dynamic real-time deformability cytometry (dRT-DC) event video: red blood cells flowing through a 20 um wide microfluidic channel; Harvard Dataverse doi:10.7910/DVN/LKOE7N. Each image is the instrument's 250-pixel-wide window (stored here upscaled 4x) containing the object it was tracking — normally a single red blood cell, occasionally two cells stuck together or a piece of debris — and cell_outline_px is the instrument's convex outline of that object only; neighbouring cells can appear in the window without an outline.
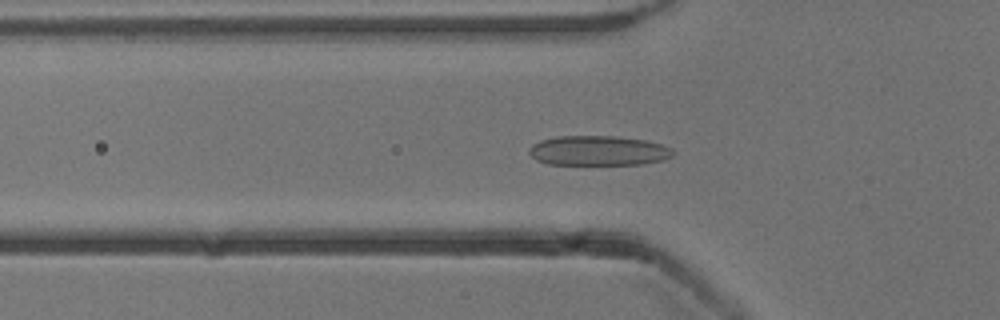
{"species": "common noctule bat (a hibernating species)", "species_latin": "Nyctalus noctula", "temperature_condition": "cold", "stored_images_in_passage": 52, "camera_frame_rate_fps": 3000, "um_per_image_px": 0.085, "animal": {"sex": "male", "body_mass_g": 13.3}, "frame": {"image": 1, "passage_image": 16, "time_ms": 5.0, "image_size_px": [1000, 320], "cell_outline_px": [[676, 152], [672, 156], [664, 160], [644, 164], [548, 164], [536, 160], [528, 152], [528, 148], [532, 144], [540, 140], [556, 136], [612, 136], [644, 140], [660, 144], [672, 148]], "centroid_in_image_um": [50.85, 12.81], "position_along_channel_um": 74.9, "area_um2": 25.09}}
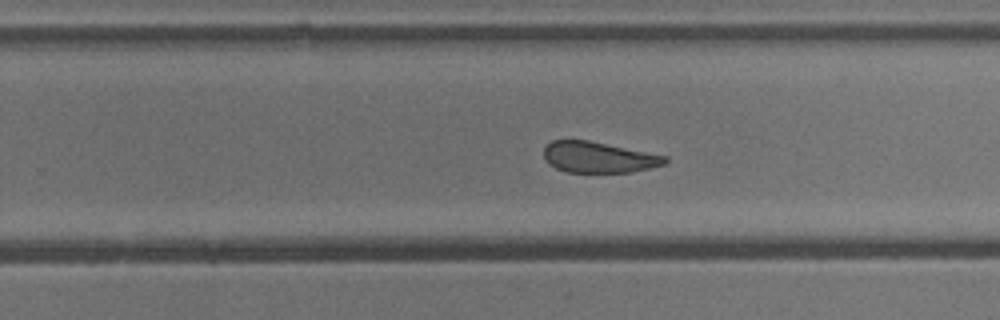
{"frame": {"image": 2, "passage_image": 32, "time_ms": 10.333, "image_size_px": [1000, 320], "cell_outline_px": [[668, 160], [664, 164], [632, 172], [564, 172], [548, 164], [544, 156], [544, 148], [552, 140], [588, 140], [668, 156]], "centroid_in_image_um": [50.86, 13.37], "position_along_channel_um": 278.9, "area_um2": 21.79}}
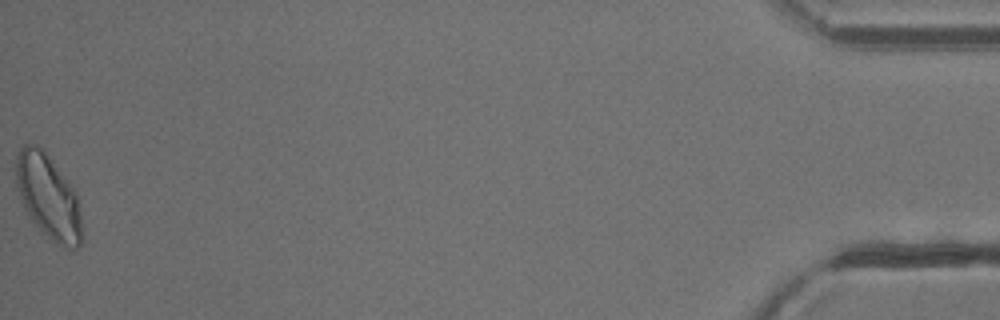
{"frame": {"image": 3, "passage_image": 52, "time_ms": 17.0, "image_size_px": [1000, 320], "cell_outline_px": [[84, 240], [72, 252], [68, 252], [56, 244], [24, 212], [20, 200], [16, 184], [16, 160], [20, 148], [24, 144], [36, 144], [44, 148], [68, 180], [76, 192]], "centroid_in_image_um": [4.12, 16.75], "position_along_channel_um": 431.1, "area_um2": 33.06}, "authors_computed_cell_mechanics": {"area_um2": 24.854, "velocity_mm_per_s": 3.8163, "shape_relaxation_time_tau1_ms": 4.9752, "shape_relaxation_time_tau2_ms": 1.3855, "deformation_change_tau1": 0.1193, "deformation_change_tau2": 0.0728}}